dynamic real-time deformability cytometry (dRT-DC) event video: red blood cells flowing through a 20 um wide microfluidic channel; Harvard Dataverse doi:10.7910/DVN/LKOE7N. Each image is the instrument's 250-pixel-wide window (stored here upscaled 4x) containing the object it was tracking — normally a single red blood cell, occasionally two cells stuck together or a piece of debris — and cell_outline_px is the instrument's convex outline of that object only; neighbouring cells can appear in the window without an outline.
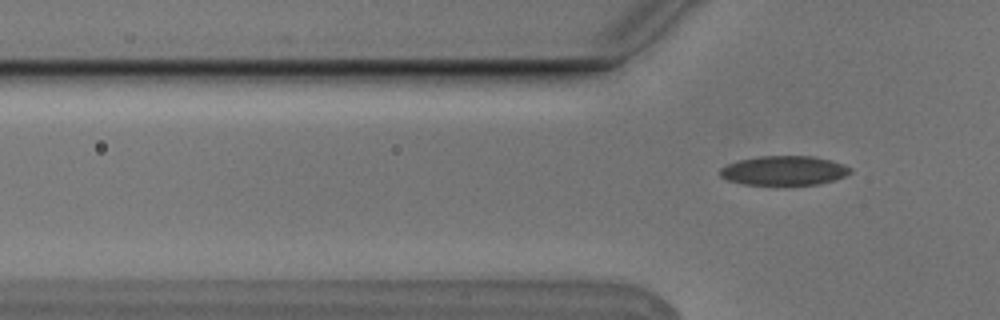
{"species": "Egyptian fruit bat (a non-hibernating species)", "species_latin": "Rousettus aegyptiacus", "temperature_condition": "cold", "stored_images_in_passage": 4, "camera_frame_rate_fps": 3000, "um_per_image_px": 0.085, "animal": {"sex": "male"}, "frame": {"image": 1, "passage_image": 4, "time_ms": 1.0, "image_size_px": [1000, 320], "cell_outline_px": [[852, 172], [844, 176], [820, 184], [744, 184], [728, 180], [720, 176], [720, 168], [728, 164], [740, 160], [760, 156], [812, 156], [844, 164], [852, 168]], "centroid_in_image_um": [66.65, 14.49], "position_along_channel_um": 59.2, "area_um2": 21.96}}